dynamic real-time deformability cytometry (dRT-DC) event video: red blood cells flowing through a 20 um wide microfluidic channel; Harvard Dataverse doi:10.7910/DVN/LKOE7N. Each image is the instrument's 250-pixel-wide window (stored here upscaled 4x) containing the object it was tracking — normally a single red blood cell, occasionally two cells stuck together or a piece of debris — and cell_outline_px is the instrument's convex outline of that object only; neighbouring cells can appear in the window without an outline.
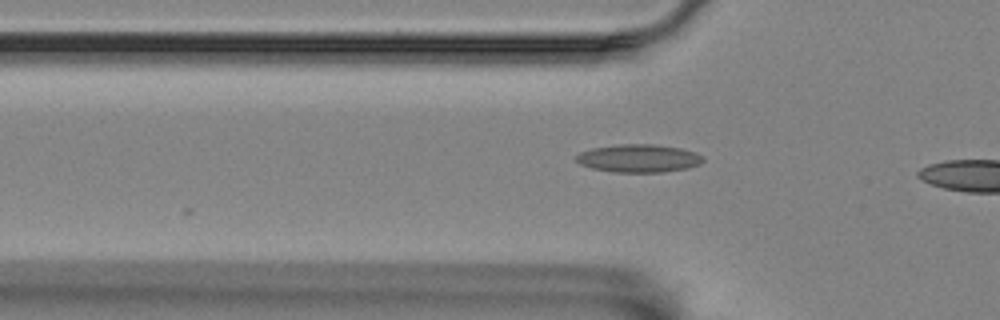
{"species": "Egyptian fruit bat (a non-hibernating species)", "species_latin": "Rousettus aegyptiacus", "temperature_condition": "room temperature", "stored_images_in_passage": 3, "camera_frame_rate_fps": 3000, "um_per_image_px": 0.085, "animal": {"sex": "female"}, "frame": {"image": 1, "passage_image": 3, "time_ms": 0.667, "image_size_px": [1000, 320], "cell_outline_px": [[704, 160], [700, 164], [688, 168], [664, 172], [612, 172], [592, 168], [580, 164], [576, 160], [576, 156], [580, 152], [592, 148], [620, 144], [652, 144], [680, 148], [696, 152], [704, 156]], "centroid_in_image_um": [54.31, 13.46], "position_along_channel_um": 71.5, "area_um2": 20.75}}